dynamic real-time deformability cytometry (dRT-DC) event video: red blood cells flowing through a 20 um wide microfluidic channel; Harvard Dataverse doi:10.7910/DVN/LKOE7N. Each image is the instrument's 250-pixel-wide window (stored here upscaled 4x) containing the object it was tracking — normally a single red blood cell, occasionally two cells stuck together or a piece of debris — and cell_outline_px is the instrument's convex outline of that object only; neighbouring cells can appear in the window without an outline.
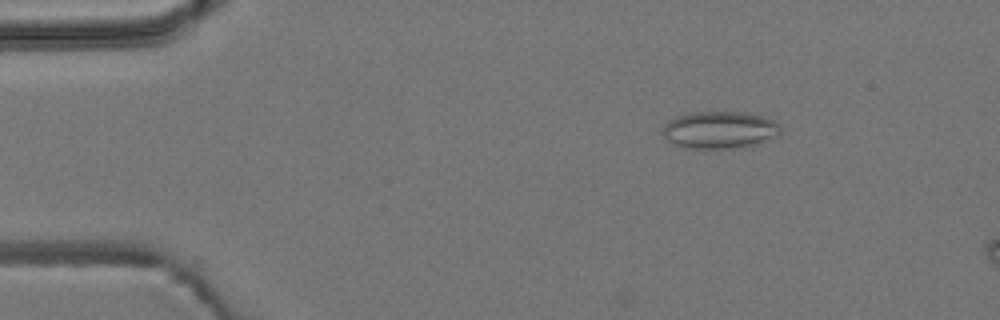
{"species": "common noctule bat (a hibernating species)", "species_latin": "Nyctalus noctula", "temperature_condition": "room temperature", "stored_images_in_passage": 14, "camera_frame_rate_fps": 3000, "um_per_image_px": 0.085, "animal": {"sex": "male", "body_mass_g": 19.2, "forearm_length_mm": 51.8}, "frame": {"image": 1, "passage_image": 8, "time_ms": 2.333, "image_size_px": [1000, 320], "cell_outline_px": [[780, 136], [756, 144], [736, 148], [684, 148], [668, 140], [664, 136], [664, 124], [668, 120], [676, 116], [692, 112], [744, 112], [776, 120], [780, 124]], "centroid_in_image_um": [61.21, 11.04], "position_along_channel_um": 23.8, "area_um2": 25.66}}